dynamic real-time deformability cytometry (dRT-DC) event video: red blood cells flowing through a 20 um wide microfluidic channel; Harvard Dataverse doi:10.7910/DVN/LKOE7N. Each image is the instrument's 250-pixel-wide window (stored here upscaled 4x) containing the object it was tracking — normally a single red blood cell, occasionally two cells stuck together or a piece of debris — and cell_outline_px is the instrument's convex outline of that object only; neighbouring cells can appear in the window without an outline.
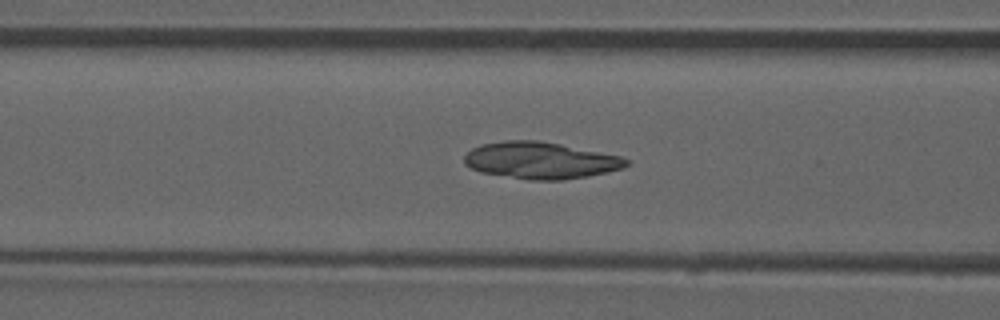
{"species": "common noctule bat (a hibernating species)", "species_latin": "Nyctalus noctula", "temperature_condition": "room temperature", "stored_images_in_passage": 46, "camera_frame_rate_fps": 3000, "um_per_image_px": 0.085, "animal": {"sex": "male", "forearm_length_mm": 52.5}, "frame": {"image": 1, "passage_image": 20, "time_ms": 6.333, "image_size_px": [1000, 320], "cell_outline_px": [[628, 164], [624, 168], [608, 172], [588, 176], [564, 180], [528, 180], [480, 172], [464, 164], [464, 156], [472, 148], [480, 144], [504, 140], [536, 140], [560, 144], [620, 156], [628, 160]], "centroid_in_image_um": [45.92, 13.64], "position_along_channel_um": 120.7, "area_um2": 34.74}}